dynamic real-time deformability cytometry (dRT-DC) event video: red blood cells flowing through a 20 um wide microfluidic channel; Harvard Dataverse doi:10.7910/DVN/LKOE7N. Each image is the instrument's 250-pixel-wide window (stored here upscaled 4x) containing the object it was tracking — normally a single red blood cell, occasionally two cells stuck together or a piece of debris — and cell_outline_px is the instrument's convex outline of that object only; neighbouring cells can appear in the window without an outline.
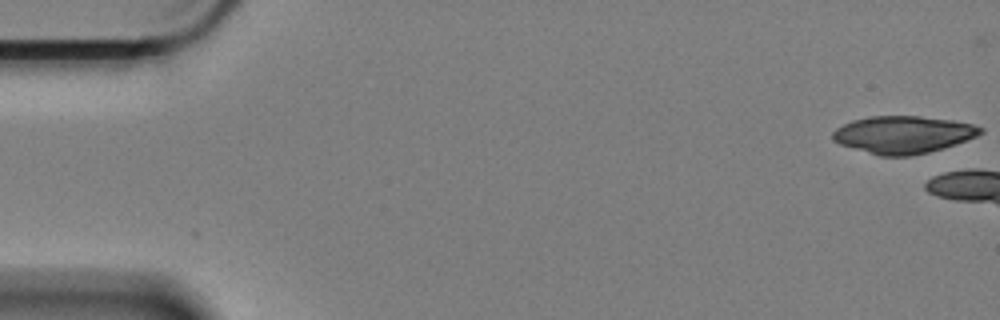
{"species": "Egyptian fruit bat (a non-hibernating species)", "species_latin": "Rousettus aegyptiacus", "temperature_condition": "cold", "stored_images_in_passage": 7, "camera_frame_rate_fps": 3000, "um_per_image_px": 0.085, "animal": {"sex": "female"}, "frame": {"image": 1, "passage_image": 1, "time_ms": 0.0, "image_size_px": [1000, 320], "cell_outline_px": [[984, 132], [976, 136], [928, 152], [908, 156], [880, 156], [840, 144], [832, 140], [832, 132], [836, 128], [852, 120], [868, 116], [920, 116], [952, 120], [972, 124], [984, 128]], "centroid_in_image_um": [76.73, 11.43], "position_along_channel_um": 8.3, "area_um2": 31.91}}